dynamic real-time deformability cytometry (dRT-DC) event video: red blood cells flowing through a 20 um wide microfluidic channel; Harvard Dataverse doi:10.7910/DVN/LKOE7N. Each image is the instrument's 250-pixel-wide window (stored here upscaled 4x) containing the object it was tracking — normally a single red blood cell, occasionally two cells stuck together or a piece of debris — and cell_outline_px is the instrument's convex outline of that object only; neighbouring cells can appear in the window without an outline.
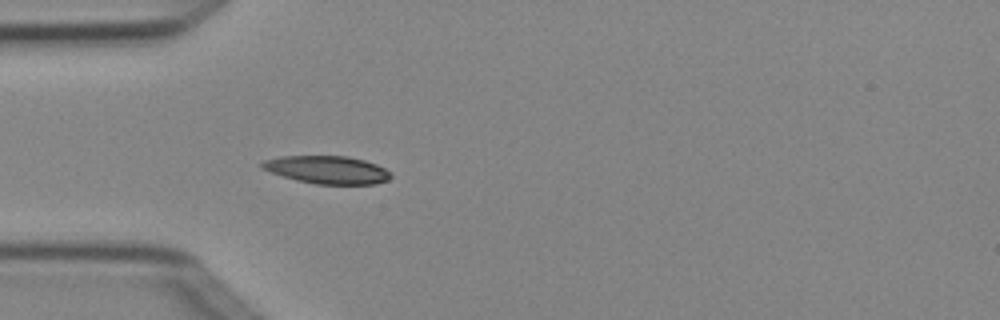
{"species": "Egyptian fruit bat (a non-hibernating species)", "species_latin": "Rousettus aegyptiacus", "temperature_condition": "cold", "stored_images_in_passage": 3, "camera_frame_rate_fps": 3000, "um_per_image_px": 0.085, "animal": {"sex": "female"}, "frame": {"image": 1, "passage_image": 3, "time_ms": 0.667, "image_size_px": [1000, 320], "cell_outline_px": [[392, 176], [388, 180], [376, 184], [316, 184], [296, 180], [260, 168], [260, 164], [264, 160], [280, 156], [348, 156], [364, 160], [376, 164], [384, 168]], "centroid_in_image_um": [27.81, 14.43], "position_along_channel_um": 57.2, "area_um2": 20.81}}